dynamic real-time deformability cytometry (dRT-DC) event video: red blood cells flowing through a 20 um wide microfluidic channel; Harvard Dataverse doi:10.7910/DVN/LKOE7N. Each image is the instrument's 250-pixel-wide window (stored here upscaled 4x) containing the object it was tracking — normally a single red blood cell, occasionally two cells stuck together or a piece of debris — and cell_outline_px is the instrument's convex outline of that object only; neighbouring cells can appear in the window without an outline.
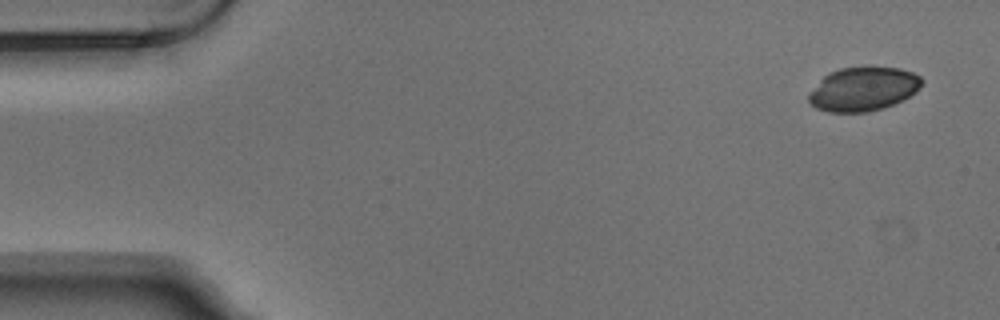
{"species": "Egyptian fruit bat (a non-hibernating species)", "species_latin": "Rousettus aegyptiacus", "temperature_condition": "warm", "stored_images_in_passage": 7, "camera_frame_rate_fps": 3000, "um_per_image_px": 0.085, "animal": {"sex": "male"}, "frame": {"image": 1, "passage_image": 1, "time_ms": 0.0, "image_size_px": [1000, 320], "cell_outline_px": [[924, 80], [920, 88], [916, 92], [884, 108], [868, 112], [828, 112], [816, 108], [808, 100], [808, 96], [820, 80], [828, 72], [840, 68], [900, 68], [912, 72], [920, 76]], "centroid_in_image_um": [73.38, 7.58], "position_along_channel_um": 11.6, "area_um2": 28.61}}
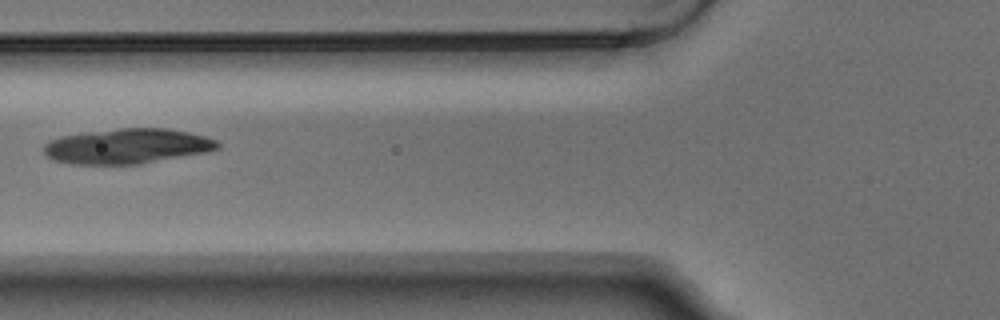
{"frame": {"image": 2, "passage_image": 6, "time_ms": 1.667, "image_size_px": [1000, 320], "cell_outline_px": [[220, 148], [208, 152], [140, 164], [72, 164], [52, 160], [44, 152], [44, 144], [48, 140], [60, 136], [84, 132], [120, 128], [164, 128], [188, 132], [204, 136], [216, 140], [220, 144]], "centroid_in_image_um": [10.8, 12.42], "position_along_channel_um": 115.0, "area_um2": 35.72}}
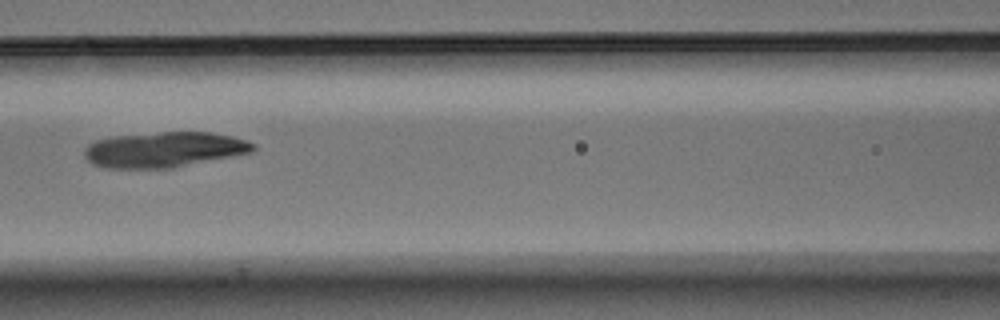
{"frame": {"image": 3, "passage_image": 7, "time_ms": 2.0, "image_size_px": [1000, 320], "cell_outline_px": [[256, 148], [252, 152], [172, 168], [104, 168], [92, 164], [84, 156], [84, 148], [88, 144], [96, 140], [112, 136], [160, 132], [212, 132], [232, 136], [248, 140], [256, 144]], "centroid_in_image_um": [13.95, 12.71], "position_along_channel_um": 152.7, "area_um2": 35.03}}